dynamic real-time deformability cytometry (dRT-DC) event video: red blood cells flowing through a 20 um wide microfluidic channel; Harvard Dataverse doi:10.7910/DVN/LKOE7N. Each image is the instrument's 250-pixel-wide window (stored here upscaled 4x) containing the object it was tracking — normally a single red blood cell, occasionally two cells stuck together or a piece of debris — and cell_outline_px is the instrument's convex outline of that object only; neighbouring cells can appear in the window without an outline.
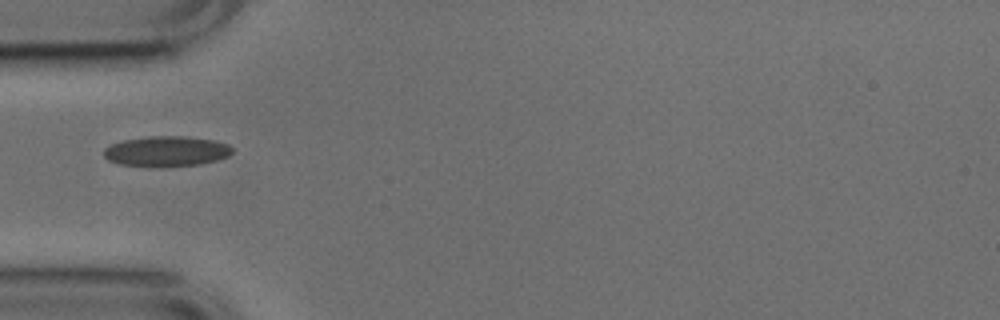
{"species": "common noctule bat (a hibernating species)", "species_latin": "Nyctalus noctula", "temperature_condition": "cold", "stored_images_in_passage": 38, "camera_frame_rate_fps": 3000, "um_per_image_px": 0.085, "animal": {"sex": "male", "body_mass_g": 17.9, "forearm_length_mm": 54.2}, "frame": {"image": 1, "passage_image": 1, "time_ms": 0.0, "image_size_px": [1000, 320], "cell_outline_px": [[232, 152], [228, 156], [216, 160], [196, 164], [120, 164], [108, 160], [104, 156], [104, 148], [112, 144], [124, 140], [148, 136], [184, 136], [216, 140], [228, 144], [232, 148]], "centroid_in_image_um": [14.17, 12.8], "position_along_channel_um": 70.8, "area_um2": 21.73}}
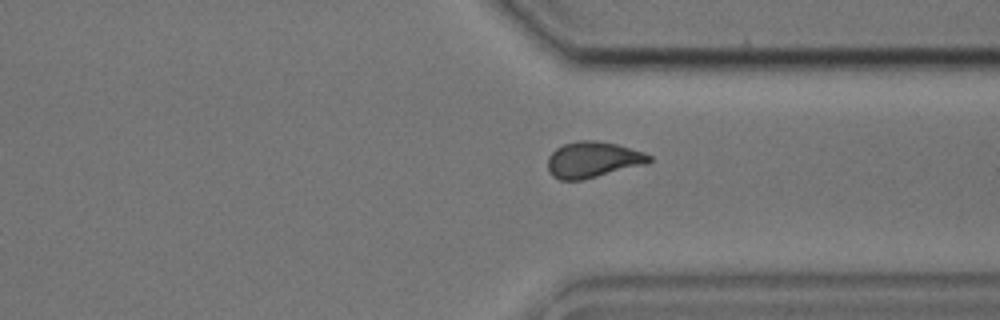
{"frame": {"image": 2, "passage_image": 24, "time_ms": 7.667, "image_size_px": [1000, 320], "cell_outline_px": [[652, 160], [648, 164], [584, 180], [560, 180], [552, 176], [548, 172], [548, 156], [556, 148], [564, 144], [580, 140], [596, 140], [616, 144], [644, 152], [652, 156]], "centroid_in_image_um": [50.41, 13.58], "position_along_channel_um": 361.0, "area_um2": 21.56}}
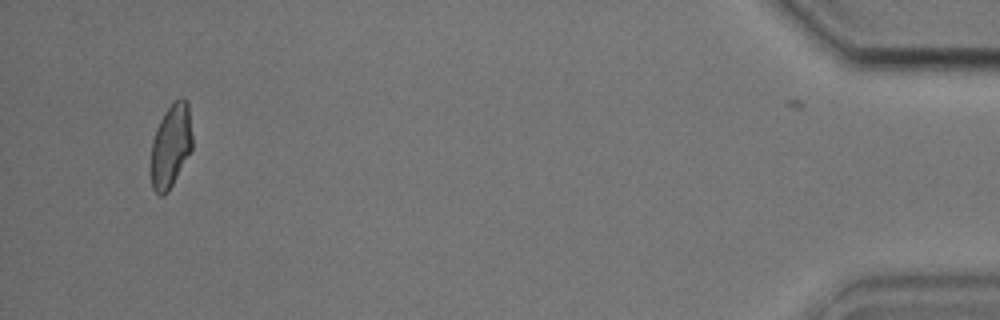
{"frame": {"image": 3, "passage_image": 35, "time_ms": 11.333, "image_size_px": [1000, 320], "cell_outline_px": [[192, 148], [168, 192], [164, 196], [160, 196], [152, 188], [148, 168], [152, 140], [156, 128], [164, 112], [180, 96], [184, 96], [188, 104], [192, 136]], "centroid_in_image_um": [14.47, 12.43], "position_along_channel_um": 420.7, "area_um2": 20.58}, "authors_computed_cell_mechanics": {"area_um2": 20.8658, "velocity_mm_per_s": 3.7652, "shape_relaxation_time_tau1_ms": 7.8449, "shape_relaxation_time_tau2_ms": 1.517, "deformation_change_tau1": 0.1846, "deformation_change_tau2": 0.0564}}